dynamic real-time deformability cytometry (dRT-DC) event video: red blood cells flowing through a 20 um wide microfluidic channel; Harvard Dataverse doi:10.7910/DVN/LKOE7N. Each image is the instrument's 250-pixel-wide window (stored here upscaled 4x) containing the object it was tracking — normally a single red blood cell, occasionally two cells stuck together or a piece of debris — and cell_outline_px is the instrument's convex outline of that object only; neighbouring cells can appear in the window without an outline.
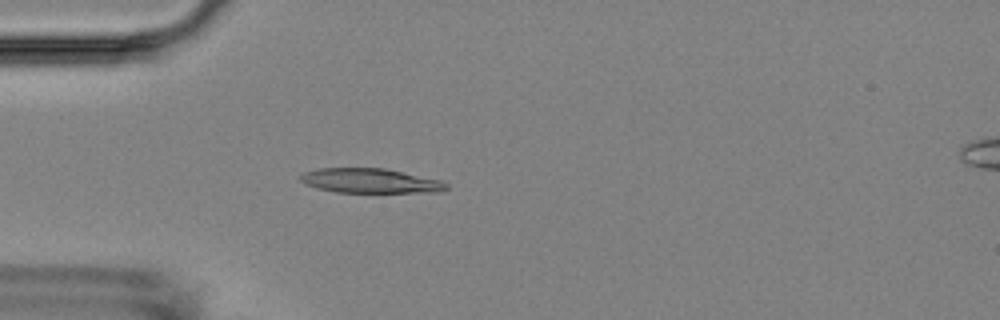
{"species": "Egyptian fruit bat (a non-hibernating species)", "species_latin": "Rousettus aegyptiacus", "temperature_condition": "room temperature", "stored_images_in_passage": 5, "camera_frame_rate_fps": 3000, "um_per_image_px": 0.085, "animal": {"sex": "female"}, "frame": {"image": 1, "passage_image": 5, "time_ms": 4.667, "image_size_px": [1000, 320], "cell_outline_px": [[448, 188], [440, 192], [336, 192], [316, 188], [300, 180], [300, 176], [304, 172], [316, 168], [384, 168], [440, 180], [448, 184]], "centroid_in_image_um": [31.47, 15.36], "position_along_channel_um": 53.5, "area_um2": 20.75}}